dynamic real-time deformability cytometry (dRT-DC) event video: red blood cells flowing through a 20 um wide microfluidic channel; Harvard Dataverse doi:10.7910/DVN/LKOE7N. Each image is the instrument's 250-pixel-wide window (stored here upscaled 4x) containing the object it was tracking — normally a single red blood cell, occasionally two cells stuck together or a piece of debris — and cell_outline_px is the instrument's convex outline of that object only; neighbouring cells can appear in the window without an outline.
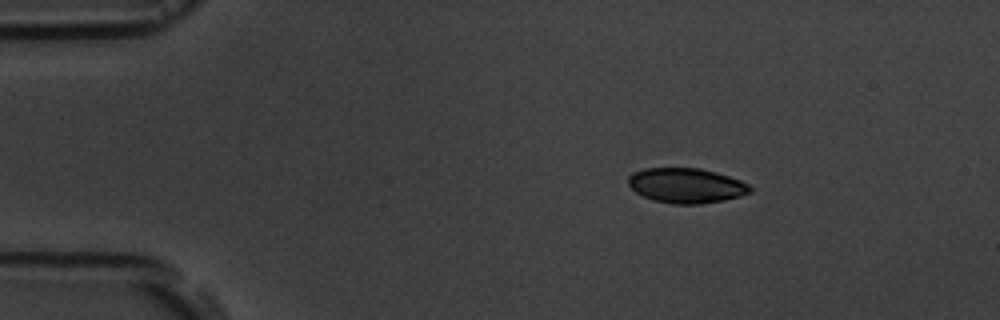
{"species": "common noctule bat (a hibernating species)", "species_latin": "Nyctalus noctula", "temperature_condition": "room temperature", "stored_images_in_passage": 4, "camera_frame_rate_fps": 3000, "um_per_image_px": 0.085, "animal": {"sex": "male", "body_mass_g": 19.5, "forearm_length_mm": 54.6}, "frame": {"image": 1, "passage_image": 2, "time_ms": 1.333, "image_size_px": [1000, 320], "cell_outline_px": [[752, 192], [740, 196], [724, 200], [700, 204], [672, 204], [652, 200], [636, 192], [628, 184], [628, 176], [632, 172], [644, 168], [700, 168], [716, 172], [740, 180], [748, 184], [752, 188]], "centroid_in_image_um": [58.32, 15.77], "position_along_channel_um": 26.7, "area_um2": 24.91}}